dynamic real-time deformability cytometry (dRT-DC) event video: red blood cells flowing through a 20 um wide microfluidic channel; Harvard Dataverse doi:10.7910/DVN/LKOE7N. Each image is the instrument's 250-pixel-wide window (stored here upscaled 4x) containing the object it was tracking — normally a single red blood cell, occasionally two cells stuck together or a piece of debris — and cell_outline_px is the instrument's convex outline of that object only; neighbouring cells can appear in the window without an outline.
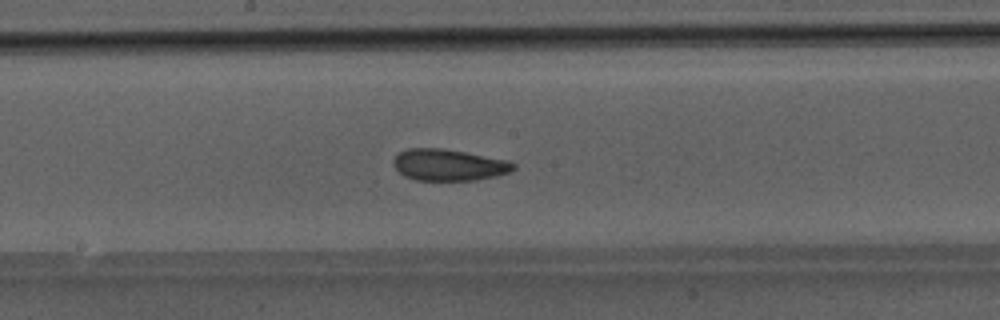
{"species": "Egyptian fruit bat (a non-hibernating species)", "species_latin": "Rousettus aegyptiacus", "temperature_condition": "room temperature", "stored_images_in_passage": 47, "camera_frame_rate_fps": 3000, "um_per_image_px": 0.085, "animal": {"sex": "male"}, "frame": {"image": 1, "passage_image": 27, "time_ms": 8.667, "image_size_px": [1000, 320], "cell_outline_px": [[516, 168], [508, 172], [496, 176], [476, 180], [416, 180], [404, 176], [392, 164], [392, 160], [400, 152], [408, 148], [440, 148], [464, 152], [508, 160], [516, 164]], "centroid_in_image_um": [38.14, 14.02], "position_along_channel_um": 210.1, "area_um2": 21.96}}